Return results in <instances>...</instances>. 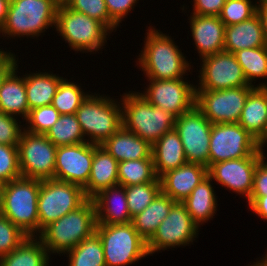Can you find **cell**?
I'll return each mask as SVG.
<instances>
[{
  "label": "cell",
  "instance_id": "6da1fadb",
  "mask_svg": "<svg viewBox=\"0 0 267 266\" xmlns=\"http://www.w3.org/2000/svg\"><path fill=\"white\" fill-rule=\"evenodd\" d=\"M151 24L146 29L144 45L136 57L137 66L145 79L171 80L188 78L194 68L191 59L188 61L186 54L176 44V38L163 33Z\"/></svg>",
  "mask_w": 267,
  "mask_h": 266
},
{
  "label": "cell",
  "instance_id": "7a4b0ae2",
  "mask_svg": "<svg viewBox=\"0 0 267 266\" xmlns=\"http://www.w3.org/2000/svg\"><path fill=\"white\" fill-rule=\"evenodd\" d=\"M95 204L87 199L80 207L46 226L37 236L50 256H63L96 231Z\"/></svg>",
  "mask_w": 267,
  "mask_h": 266
},
{
  "label": "cell",
  "instance_id": "3957f363",
  "mask_svg": "<svg viewBox=\"0 0 267 266\" xmlns=\"http://www.w3.org/2000/svg\"><path fill=\"white\" fill-rule=\"evenodd\" d=\"M58 7L51 0H11L0 39L35 38L55 29Z\"/></svg>",
  "mask_w": 267,
  "mask_h": 266
},
{
  "label": "cell",
  "instance_id": "277c9868",
  "mask_svg": "<svg viewBox=\"0 0 267 266\" xmlns=\"http://www.w3.org/2000/svg\"><path fill=\"white\" fill-rule=\"evenodd\" d=\"M120 97L123 127L151 145L174 129L176 116L153 106L136 90H128Z\"/></svg>",
  "mask_w": 267,
  "mask_h": 266
},
{
  "label": "cell",
  "instance_id": "5b68a950",
  "mask_svg": "<svg viewBox=\"0 0 267 266\" xmlns=\"http://www.w3.org/2000/svg\"><path fill=\"white\" fill-rule=\"evenodd\" d=\"M96 93L87 96L75 115L86 141L101 145L123 126L122 105L121 97Z\"/></svg>",
  "mask_w": 267,
  "mask_h": 266
},
{
  "label": "cell",
  "instance_id": "8992f818",
  "mask_svg": "<svg viewBox=\"0 0 267 266\" xmlns=\"http://www.w3.org/2000/svg\"><path fill=\"white\" fill-rule=\"evenodd\" d=\"M55 32L75 54L102 53L112 32L101 22L68 6L57 9Z\"/></svg>",
  "mask_w": 267,
  "mask_h": 266
},
{
  "label": "cell",
  "instance_id": "52a82bcc",
  "mask_svg": "<svg viewBox=\"0 0 267 266\" xmlns=\"http://www.w3.org/2000/svg\"><path fill=\"white\" fill-rule=\"evenodd\" d=\"M39 190V179L20 177L5 183L0 201V214L28 236L39 235Z\"/></svg>",
  "mask_w": 267,
  "mask_h": 266
},
{
  "label": "cell",
  "instance_id": "ba28073f",
  "mask_svg": "<svg viewBox=\"0 0 267 266\" xmlns=\"http://www.w3.org/2000/svg\"><path fill=\"white\" fill-rule=\"evenodd\" d=\"M95 233L103 245L106 266H130L149 254L146 241L132 223L97 224Z\"/></svg>",
  "mask_w": 267,
  "mask_h": 266
},
{
  "label": "cell",
  "instance_id": "9c48e42d",
  "mask_svg": "<svg viewBox=\"0 0 267 266\" xmlns=\"http://www.w3.org/2000/svg\"><path fill=\"white\" fill-rule=\"evenodd\" d=\"M88 198L80 185L55 179L40 180L39 234L49 224L80 207Z\"/></svg>",
  "mask_w": 267,
  "mask_h": 266
},
{
  "label": "cell",
  "instance_id": "30bf717a",
  "mask_svg": "<svg viewBox=\"0 0 267 266\" xmlns=\"http://www.w3.org/2000/svg\"><path fill=\"white\" fill-rule=\"evenodd\" d=\"M199 233L200 228L193 222L186 207L181 202H177L146 242L147 252L149 256H153L165 250L191 246L197 242Z\"/></svg>",
  "mask_w": 267,
  "mask_h": 266
},
{
  "label": "cell",
  "instance_id": "8fae6325",
  "mask_svg": "<svg viewBox=\"0 0 267 266\" xmlns=\"http://www.w3.org/2000/svg\"><path fill=\"white\" fill-rule=\"evenodd\" d=\"M187 79H147L143 91L137 92L153 106L178 117L196 106V85Z\"/></svg>",
  "mask_w": 267,
  "mask_h": 266
},
{
  "label": "cell",
  "instance_id": "7c38bea8",
  "mask_svg": "<svg viewBox=\"0 0 267 266\" xmlns=\"http://www.w3.org/2000/svg\"><path fill=\"white\" fill-rule=\"evenodd\" d=\"M17 147L22 177L54 179L57 147L45 135L24 130Z\"/></svg>",
  "mask_w": 267,
  "mask_h": 266
},
{
  "label": "cell",
  "instance_id": "4fadbf2b",
  "mask_svg": "<svg viewBox=\"0 0 267 266\" xmlns=\"http://www.w3.org/2000/svg\"><path fill=\"white\" fill-rule=\"evenodd\" d=\"M259 148L258 141L239 123L212 124L208 167L221 161L249 157Z\"/></svg>",
  "mask_w": 267,
  "mask_h": 266
},
{
  "label": "cell",
  "instance_id": "5bb4252c",
  "mask_svg": "<svg viewBox=\"0 0 267 266\" xmlns=\"http://www.w3.org/2000/svg\"><path fill=\"white\" fill-rule=\"evenodd\" d=\"M254 86L224 90H196V107L212 123H238L242 109Z\"/></svg>",
  "mask_w": 267,
  "mask_h": 266
},
{
  "label": "cell",
  "instance_id": "9a60e30c",
  "mask_svg": "<svg viewBox=\"0 0 267 266\" xmlns=\"http://www.w3.org/2000/svg\"><path fill=\"white\" fill-rule=\"evenodd\" d=\"M196 90H224L249 85L241 65L233 53L220 52L200 59L198 62ZM197 83V84H196Z\"/></svg>",
  "mask_w": 267,
  "mask_h": 266
},
{
  "label": "cell",
  "instance_id": "2e32d148",
  "mask_svg": "<svg viewBox=\"0 0 267 266\" xmlns=\"http://www.w3.org/2000/svg\"><path fill=\"white\" fill-rule=\"evenodd\" d=\"M265 151L259 148L249 157L212 164L208 167V176L217 183L215 185L219 184L247 201L252 192L257 163L266 155Z\"/></svg>",
  "mask_w": 267,
  "mask_h": 266
},
{
  "label": "cell",
  "instance_id": "e0dca14e",
  "mask_svg": "<svg viewBox=\"0 0 267 266\" xmlns=\"http://www.w3.org/2000/svg\"><path fill=\"white\" fill-rule=\"evenodd\" d=\"M174 128L183 144L187 162L208 168L212 123L195 106L192 110L176 117Z\"/></svg>",
  "mask_w": 267,
  "mask_h": 266
},
{
  "label": "cell",
  "instance_id": "ac0fdd59",
  "mask_svg": "<svg viewBox=\"0 0 267 266\" xmlns=\"http://www.w3.org/2000/svg\"><path fill=\"white\" fill-rule=\"evenodd\" d=\"M93 155L94 144L89 142L58 146L54 179L84 187L90 178Z\"/></svg>",
  "mask_w": 267,
  "mask_h": 266
},
{
  "label": "cell",
  "instance_id": "d6986e66",
  "mask_svg": "<svg viewBox=\"0 0 267 266\" xmlns=\"http://www.w3.org/2000/svg\"><path fill=\"white\" fill-rule=\"evenodd\" d=\"M187 14L193 46L199 60L224 51L225 25L219 16Z\"/></svg>",
  "mask_w": 267,
  "mask_h": 266
},
{
  "label": "cell",
  "instance_id": "ffe728a7",
  "mask_svg": "<svg viewBox=\"0 0 267 266\" xmlns=\"http://www.w3.org/2000/svg\"><path fill=\"white\" fill-rule=\"evenodd\" d=\"M207 176V167L187 162L160 177L161 192L170 196L175 202H183Z\"/></svg>",
  "mask_w": 267,
  "mask_h": 266
},
{
  "label": "cell",
  "instance_id": "44dd1931",
  "mask_svg": "<svg viewBox=\"0 0 267 266\" xmlns=\"http://www.w3.org/2000/svg\"><path fill=\"white\" fill-rule=\"evenodd\" d=\"M92 200L95 204L97 224H127L132 221L124 186L108 187Z\"/></svg>",
  "mask_w": 267,
  "mask_h": 266
},
{
  "label": "cell",
  "instance_id": "7402d4cb",
  "mask_svg": "<svg viewBox=\"0 0 267 266\" xmlns=\"http://www.w3.org/2000/svg\"><path fill=\"white\" fill-rule=\"evenodd\" d=\"M118 163L104 147L94 144L90 178L83 187L88 199L108 187L118 185Z\"/></svg>",
  "mask_w": 267,
  "mask_h": 266
},
{
  "label": "cell",
  "instance_id": "603a6c76",
  "mask_svg": "<svg viewBox=\"0 0 267 266\" xmlns=\"http://www.w3.org/2000/svg\"><path fill=\"white\" fill-rule=\"evenodd\" d=\"M19 64L18 62L17 66L7 75L0 87V111L24 121L29 114V107L25 73L19 72Z\"/></svg>",
  "mask_w": 267,
  "mask_h": 266
},
{
  "label": "cell",
  "instance_id": "cb8c5ba5",
  "mask_svg": "<svg viewBox=\"0 0 267 266\" xmlns=\"http://www.w3.org/2000/svg\"><path fill=\"white\" fill-rule=\"evenodd\" d=\"M214 184L215 182L213 183L212 179L207 176L181 202L199 228L216 216L219 204Z\"/></svg>",
  "mask_w": 267,
  "mask_h": 266
},
{
  "label": "cell",
  "instance_id": "d4e9b609",
  "mask_svg": "<svg viewBox=\"0 0 267 266\" xmlns=\"http://www.w3.org/2000/svg\"><path fill=\"white\" fill-rule=\"evenodd\" d=\"M151 155L158 178L187 163L183 144L175 128L152 144Z\"/></svg>",
  "mask_w": 267,
  "mask_h": 266
},
{
  "label": "cell",
  "instance_id": "484cf974",
  "mask_svg": "<svg viewBox=\"0 0 267 266\" xmlns=\"http://www.w3.org/2000/svg\"><path fill=\"white\" fill-rule=\"evenodd\" d=\"M262 46H267V42L257 14L244 22L225 27V52L234 53L241 49Z\"/></svg>",
  "mask_w": 267,
  "mask_h": 266
},
{
  "label": "cell",
  "instance_id": "4316f807",
  "mask_svg": "<svg viewBox=\"0 0 267 266\" xmlns=\"http://www.w3.org/2000/svg\"><path fill=\"white\" fill-rule=\"evenodd\" d=\"M118 162L146 159L151 156L152 145L126 130L123 126L101 144Z\"/></svg>",
  "mask_w": 267,
  "mask_h": 266
},
{
  "label": "cell",
  "instance_id": "83f0119b",
  "mask_svg": "<svg viewBox=\"0 0 267 266\" xmlns=\"http://www.w3.org/2000/svg\"><path fill=\"white\" fill-rule=\"evenodd\" d=\"M43 69L27 73L25 71V88L29 110L51 105L60 81L64 78L59 73Z\"/></svg>",
  "mask_w": 267,
  "mask_h": 266
},
{
  "label": "cell",
  "instance_id": "f1b7e54d",
  "mask_svg": "<svg viewBox=\"0 0 267 266\" xmlns=\"http://www.w3.org/2000/svg\"><path fill=\"white\" fill-rule=\"evenodd\" d=\"M238 123L257 141L266 131L267 87H255L247 96Z\"/></svg>",
  "mask_w": 267,
  "mask_h": 266
},
{
  "label": "cell",
  "instance_id": "f546056e",
  "mask_svg": "<svg viewBox=\"0 0 267 266\" xmlns=\"http://www.w3.org/2000/svg\"><path fill=\"white\" fill-rule=\"evenodd\" d=\"M176 203L170 196L160 192L141 213L132 217L131 223L147 242Z\"/></svg>",
  "mask_w": 267,
  "mask_h": 266
},
{
  "label": "cell",
  "instance_id": "4dcf8cb0",
  "mask_svg": "<svg viewBox=\"0 0 267 266\" xmlns=\"http://www.w3.org/2000/svg\"><path fill=\"white\" fill-rule=\"evenodd\" d=\"M52 258L37 236H29L12 252L0 257V266H49Z\"/></svg>",
  "mask_w": 267,
  "mask_h": 266
},
{
  "label": "cell",
  "instance_id": "1f68e13d",
  "mask_svg": "<svg viewBox=\"0 0 267 266\" xmlns=\"http://www.w3.org/2000/svg\"><path fill=\"white\" fill-rule=\"evenodd\" d=\"M233 54L238 63L241 65L248 84L254 87L266 88L267 46L241 49ZM256 82L260 83L255 84Z\"/></svg>",
  "mask_w": 267,
  "mask_h": 266
},
{
  "label": "cell",
  "instance_id": "d6a6232c",
  "mask_svg": "<svg viewBox=\"0 0 267 266\" xmlns=\"http://www.w3.org/2000/svg\"><path fill=\"white\" fill-rule=\"evenodd\" d=\"M64 257L68 258V266H106L103 245L96 233L73 247Z\"/></svg>",
  "mask_w": 267,
  "mask_h": 266
},
{
  "label": "cell",
  "instance_id": "836d02e7",
  "mask_svg": "<svg viewBox=\"0 0 267 266\" xmlns=\"http://www.w3.org/2000/svg\"><path fill=\"white\" fill-rule=\"evenodd\" d=\"M152 155L146 159L118 163V185L124 187L150 183L157 179Z\"/></svg>",
  "mask_w": 267,
  "mask_h": 266
},
{
  "label": "cell",
  "instance_id": "e575fe53",
  "mask_svg": "<svg viewBox=\"0 0 267 266\" xmlns=\"http://www.w3.org/2000/svg\"><path fill=\"white\" fill-rule=\"evenodd\" d=\"M68 77L63 78L53 97L52 106L62 114H75L82 102L87 98L91 91H85L82 84L71 81Z\"/></svg>",
  "mask_w": 267,
  "mask_h": 266
},
{
  "label": "cell",
  "instance_id": "d590c367",
  "mask_svg": "<svg viewBox=\"0 0 267 266\" xmlns=\"http://www.w3.org/2000/svg\"><path fill=\"white\" fill-rule=\"evenodd\" d=\"M45 136L56 146L87 142L75 114H62Z\"/></svg>",
  "mask_w": 267,
  "mask_h": 266
},
{
  "label": "cell",
  "instance_id": "8d00e7d4",
  "mask_svg": "<svg viewBox=\"0 0 267 266\" xmlns=\"http://www.w3.org/2000/svg\"><path fill=\"white\" fill-rule=\"evenodd\" d=\"M127 205L131 217L141 213L161 192L160 178L150 183H143L125 187Z\"/></svg>",
  "mask_w": 267,
  "mask_h": 266
},
{
  "label": "cell",
  "instance_id": "74e56055",
  "mask_svg": "<svg viewBox=\"0 0 267 266\" xmlns=\"http://www.w3.org/2000/svg\"><path fill=\"white\" fill-rule=\"evenodd\" d=\"M60 113L52 105H46L29 110L24 120V130L33 134L45 135L59 119Z\"/></svg>",
  "mask_w": 267,
  "mask_h": 266
},
{
  "label": "cell",
  "instance_id": "f35d334b",
  "mask_svg": "<svg viewBox=\"0 0 267 266\" xmlns=\"http://www.w3.org/2000/svg\"><path fill=\"white\" fill-rule=\"evenodd\" d=\"M258 0H226L219 18L225 26L238 24L256 14Z\"/></svg>",
  "mask_w": 267,
  "mask_h": 266
},
{
  "label": "cell",
  "instance_id": "ab89813d",
  "mask_svg": "<svg viewBox=\"0 0 267 266\" xmlns=\"http://www.w3.org/2000/svg\"><path fill=\"white\" fill-rule=\"evenodd\" d=\"M68 7L103 23L111 32L115 33L119 28L110 18L104 0H72Z\"/></svg>",
  "mask_w": 267,
  "mask_h": 266
},
{
  "label": "cell",
  "instance_id": "60d3db41",
  "mask_svg": "<svg viewBox=\"0 0 267 266\" xmlns=\"http://www.w3.org/2000/svg\"><path fill=\"white\" fill-rule=\"evenodd\" d=\"M29 236L0 214V257L9 254Z\"/></svg>",
  "mask_w": 267,
  "mask_h": 266
},
{
  "label": "cell",
  "instance_id": "b9f144b4",
  "mask_svg": "<svg viewBox=\"0 0 267 266\" xmlns=\"http://www.w3.org/2000/svg\"><path fill=\"white\" fill-rule=\"evenodd\" d=\"M20 177L17 145L0 144V179L7 183Z\"/></svg>",
  "mask_w": 267,
  "mask_h": 266
},
{
  "label": "cell",
  "instance_id": "7bdbcfd3",
  "mask_svg": "<svg viewBox=\"0 0 267 266\" xmlns=\"http://www.w3.org/2000/svg\"><path fill=\"white\" fill-rule=\"evenodd\" d=\"M20 120L0 111V144L18 145L24 131V121Z\"/></svg>",
  "mask_w": 267,
  "mask_h": 266
},
{
  "label": "cell",
  "instance_id": "ee69618b",
  "mask_svg": "<svg viewBox=\"0 0 267 266\" xmlns=\"http://www.w3.org/2000/svg\"><path fill=\"white\" fill-rule=\"evenodd\" d=\"M107 6V10L109 13L110 18L119 26L121 27L129 13L134 11V7L138 5L139 0H104Z\"/></svg>",
  "mask_w": 267,
  "mask_h": 266
},
{
  "label": "cell",
  "instance_id": "f6af8a7d",
  "mask_svg": "<svg viewBox=\"0 0 267 266\" xmlns=\"http://www.w3.org/2000/svg\"><path fill=\"white\" fill-rule=\"evenodd\" d=\"M226 0H191L192 12L200 16H219Z\"/></svg>",
  "mask_w": 267,
  "mask_h": 266
},
{
  "label": "cell",
  "instance_id": "bcb514c9",
  "mask_svg": "<svg viewBox=\"0 0 267 266\" xmlns=\"http://www.w3.org/2000/svg\"><path fill=\"white\" fill-rule=\"evenodd\" d=\"M264 192H267V153L257 163L250 197L264 196Z\"/></svg>",
  "mask_w": 267,
  "mask_h": 266
},
{
  "label": "cell",
  "instance_id": "7dc6e473",
  "mask_svg": "<svg viewBox=\"0 0 267 266\" xmlns=\"http://www.w3.org/2000/svg\"><path fill=\"white\" fill-rule=\"evenodd\" d=\"M6 50V51H5ZM0 51V87L7 75L17 66L19 57L12 50ZM17 57V58H16Z\"/></svg>",
  "mask_w": 267,
  "mask_h": 266
},
{
  "label": "cell",
  "instance_id": "c3c4849f",
  "mask_svg": "<svg viewBox=\"0 0 267 266\" xmlns=\"http://www.w3.org/2000/svg\"><path fill=\"white\" fill-rule=\"evenodd\" d=\"M247 207L253 214L257 215L260 219L267 221V192H264V196L250 197L247 201Z\"/></svg>",
  "mask_w": 267,
  "mask_h": 266
},
{
  "label": "cell",
  "instance_id": "681fc988",
  "mask_svg": "<svg viewBox=\"0 0 267 266\" xmlns=\"http://www.w3.org/2000/svg\"><path fill=\"white\" fill-rule=\"evenodd\" d=\"M256 14L260 18L264 36L267 42V0H258Z\"/></svg>",
  "mask_w": 267,
  "mask_h": 266
},
{
  "label": "cell",
  "instance_id": "f907efd6",
  "mask_svg": "<svg viewBox=\"0 0 267 266\" xmlns=\"http://www.w3.org/2000/svg\"><path fill=\"white\" fill-rule=\"evenodd\" d=\"M11 0H0V27L5 22Z\"/></svg>",
  "mask_w": 267,
  "mask_h": 266
},
{
  "label": "cell",
  "instance_id": "816d5d0a",
  "mask_svg": "<svg viewBox=\"0 0 267 266\" xmlns=\"http://www.w3.org/2000/svg\"><path fill=\"white\" fill-rule=\"evenodd\" d=\"M266 253L264 252V254L259 257V258H256L255 261H250L251 265L250 264H247L246 266H267V250H265Z\"/></svg>",
  "mask_w": 267,
  "mask_h": 266
},
{
  "label": "cell",
  "instance_id": "f5cc1de1",
  "mask_svg": "<svg viewBox=\"0 0 267 266\" xmlns=\"http://www.w3.org/2000/svg\"><path fill=\"white\" fill-rule=\"evenodd\" d=\"M58 8L68 6L72 0H51Z\"/></svg>",
  "mask_w": 267,
  "mask_h": 266
},
{
  "label": "cell",
  "instance_id": "db71d44e",
  "mask_svg": "<svg viewBox=\"0 0 267 266\" xmlns=\"http://www.w3.org/2000/svg\"><path fill=\"white\" fill-rule=\"evenodd\" d=\"M258 144L260 146V148H264L267 147V123H266V131H265V135L258 141Z\"/></svg>",
  "mask_w": 267,
  "mask_h": 266
},
{
  "label": "cell",
  "instance_id": "11a10c76",
  "mask_svg": "<svg viewBox=\"0 0 267 266\" xmlns=\"http://www.w3.org/2000/svg\"><path fill=\"white\" fill-rule=\"evenodd\" d=\"M4 185H5V182L0 179V201H1L2 193H3Z\"/></svg>",
  "mask_w": 267,
  "mask_h": 266
}]
</instances>
